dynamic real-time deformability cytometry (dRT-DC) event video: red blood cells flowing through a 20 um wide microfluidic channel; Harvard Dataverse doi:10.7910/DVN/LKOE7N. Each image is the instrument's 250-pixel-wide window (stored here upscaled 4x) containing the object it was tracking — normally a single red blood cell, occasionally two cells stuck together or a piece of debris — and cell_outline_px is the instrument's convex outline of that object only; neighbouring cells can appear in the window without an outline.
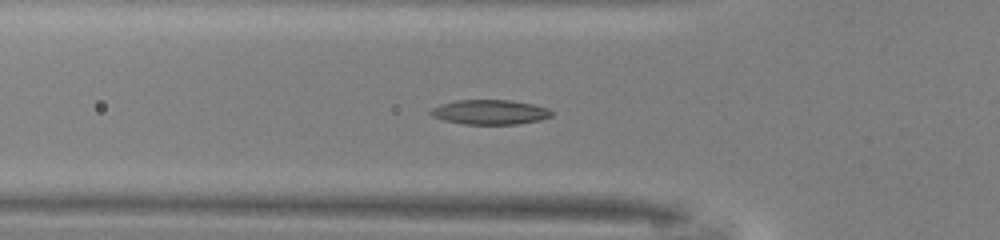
{"species": "common noctule bat (a hibernating species)", "species_latin": "Nyctalus noctula", "temperature_condition": "warm", "stored_images_in_passage": 48, "camera_frame_rate_fps": 3000, "um_per_image_px": 0.085, "animal": {"sex": "male", "body_mass_g": 13.0, "forearm_length_mm": 53.1}, "frame": {"image": 1, "passage_image": 14, "time_ms": 4.333, "image_size_px": [1000, 240], "cell_outline_px": [[552, 116], [540, 120], [516, 124], [464, 124], [444, 120], [432, 116], [428, 112], [432, 108], [440, 104], [456, 100], [508, 100], [532, 104], [548, 108], [552, 112]], "centroid_in_image_um": [41.62, 9.53], "position_along_channel_um": 84.2, "area_um2": 17.34}}
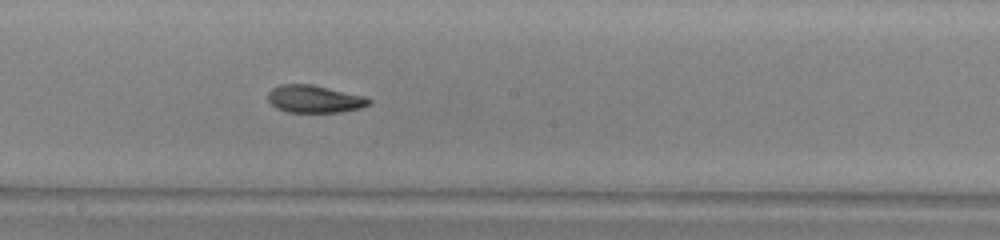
{"frame": {"image": 2, "passage_image": 24, "time_ms": 7.667, "image_size_px": [1000, 240], "cell_outline_px": [[372, 104], [360, 108], [340, 112], [288, 112], [276, 108], [268, 100], [268, 92], [272, 88], [280, 84], [312, 84], [364, 96], [372, 100]], "centroid_in_image_um": [26.73, 8.41], "position_along_channel_um": 221.5, "area_um2": 16.24}}
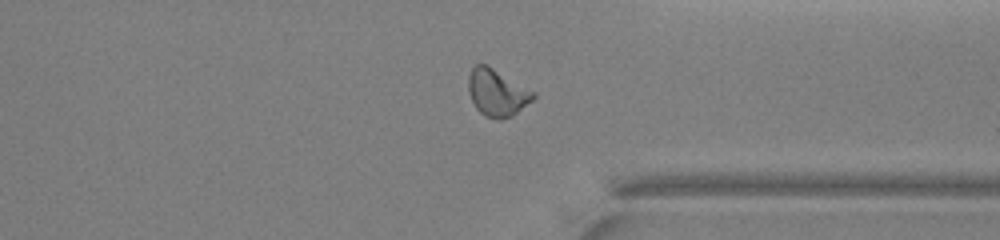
{"frame": {"image": 3, "passage_image": 35, "time_ms": 11.333, "image_size_px": [1000, 240], "cell_outline_px": [[536, 96], [532, 100], [512, 116], [500, 120], [484, 116], [476, 108], [468, 92], [468, 76], [472, 68], [476, 64], [488, 64], [536, 92]], "centroid_in_image_um": [42.25, 7.86], "position_along_channel_um": 369.2, "area_um2": 17.98}, "authors_computed_cell_mechanics": {"area_um2": 17.0799, "velocity_mm_per_s": 4.119, "shape_relaxation_time_tau1_ms": 3.8803, "shape_relaxation_time_tau2_ms": 3.6036, "deformation_change_tau1": 0.1433, "deformation_change_tau2": 0.1078}}